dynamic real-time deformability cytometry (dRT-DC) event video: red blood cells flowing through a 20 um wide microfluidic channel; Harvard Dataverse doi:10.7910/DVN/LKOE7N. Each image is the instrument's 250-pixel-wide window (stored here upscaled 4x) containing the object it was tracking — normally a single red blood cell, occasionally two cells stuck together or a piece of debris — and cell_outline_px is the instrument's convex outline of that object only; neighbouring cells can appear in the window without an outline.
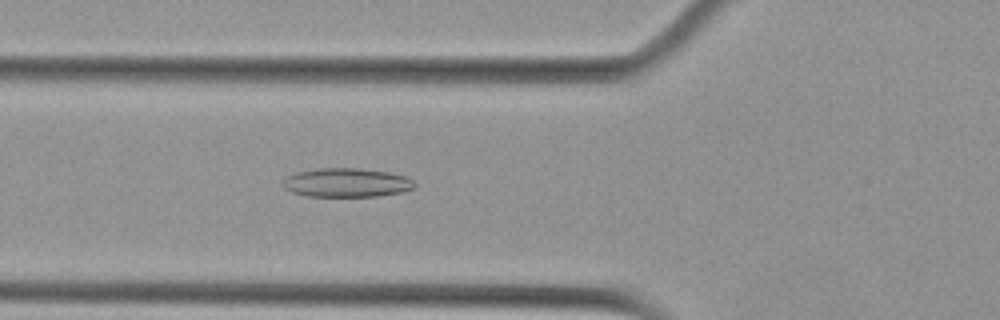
{"species": "Egyptian fruit bat (a non-hibernating species)", "species_latin": "Rousettus aegyptiacus", "temperature_condition": "cold", "stored_images_in_passage": 42, "camera_frame_rate_fps": 3000, "um_per_image_px": 0.085, "animal": {"sex": "female"}, "frame": {"image": 1, "passage_image": 7, "time_ms": 2.0, "image_size_px": [1000, 320], "cell_outline_px": [[416, 184], [412, 188], [400, 192], [376, 196], [308, 196], [292, 192], [284, 188], [284, 180], [288, 176], [296, 172], [320, 168], [360, 168], [388, 172], [408, 176]], "centroid_in_image_um": [29.47, 15.51], "position_along_channel_um": 96.3, "area_um2": 22.02}}
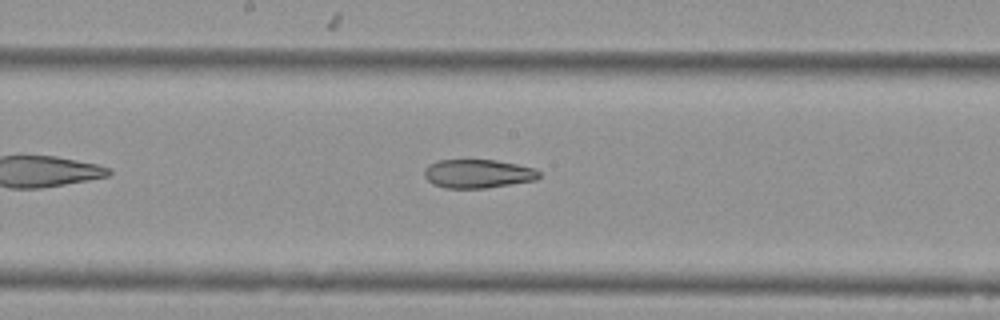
{"frame": {"image": 2, "passage_image": 16, "time_ms": 5.0, "image_size_px": [1000, 320], "cell_outline_px": [[540, 176], [536, 180], [484, 188], [444, 188], [432, 184], [424, 176], [424, 168], [428, 164], [436, 160], [496, 160], [516, 164], [532, 168], [540, 172]], "centroid_in_image_um": [40.57, 14.76], "position_along_channel_um": 207.6, "area_um2": 19.19}}
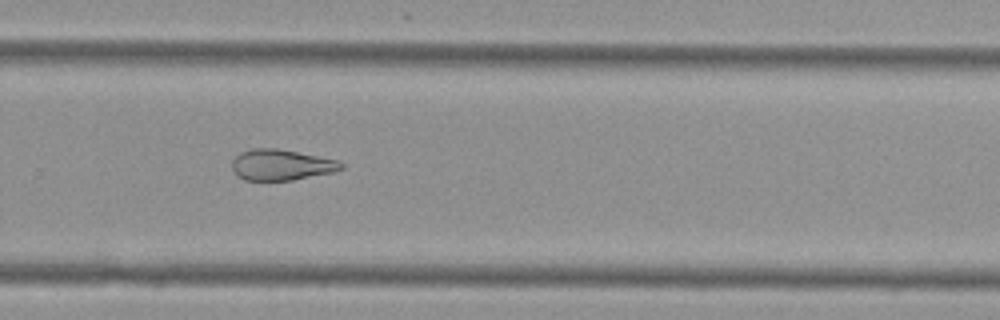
{"frame": {"image": 3, "passage_image": 24, "time_ms": 7.667, "image_size_px": [1000, 320], "cell_outline_px": [[344, 168], [332, 172], [292, 180], [244, 180], [236, 176], [232, 168], [232, 160], [240, 152], [252, 148], [276, 148], [336, 160], [344, 164]], "centroid_in_image_um": [23.85, 14.01], "position_along_channel_um": 305.9, "area_um2": 19.48}, "authors_computed_cell_mechanics": {"area_um2": 21.7906, "velocity_mm_per_s": 3.7061, "shape_relaxation_time_tau1_ms": null, "shape_relaxation_time_tau2_ms": 11.3673, "deformation_change_tau1": null, "deformation_change_tau2": 0.2342}}